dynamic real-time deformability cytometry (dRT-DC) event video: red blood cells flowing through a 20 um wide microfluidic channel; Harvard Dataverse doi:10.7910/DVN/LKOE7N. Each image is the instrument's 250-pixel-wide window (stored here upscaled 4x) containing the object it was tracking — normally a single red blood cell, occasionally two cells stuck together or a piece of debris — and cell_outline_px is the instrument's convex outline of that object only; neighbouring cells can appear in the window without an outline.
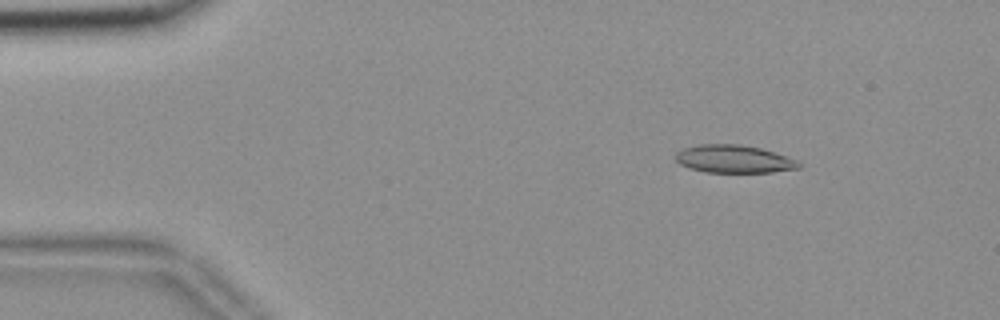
{"species": "common noctule bat (a hibernating species)", "species_latin": "Nyctalus noctula", "temperature_condition": "room temperature", "stored_images_in_passage": 55, "camera_frame_rate_fps": 3000, "um_per_image_px": 0.085, "animal": {"sex": "female", "body_mass_g": 18.4}, "frame": {"image": 1, "passage_image": 7, "time_ms": 2.0, "image_size_px": [1000, 320], "cell_outline_px": [[804, 164], [800, 168], [772, 172], [704, 172], [688, 168], [680, 164], [676, 160], [676, 152], [684, 148], [700, 144], [740, 144], [760, 148], [796, 160]], "centroid_in_image_um": [62.37, 13.52], "position_along_channel_um": 22.6, "area_um2": 19.94}}
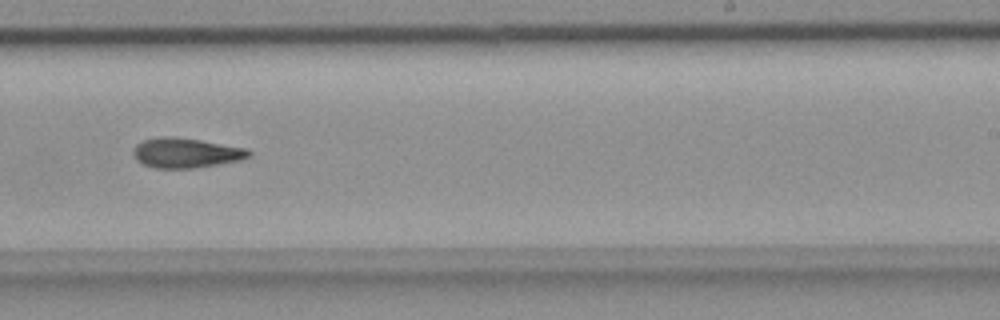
{"frame": {"image": 2, "passage_image": 34, "time_ms": 11.0, "image_size_px": [1000, 320], "cell_outline_px": [[252, 156], [240, 160], [196, 168], [156, 168], [144, 164], [136, 160], [132, 152], [136, 144], [144, 140], [160, 136], [168, 136], [200, 140], [244, 148], [252, 152]], "centroid_in_image_um": [15.79, 13.0], "position_along_channel_um": 273.2, "area_um2": 20.0}}
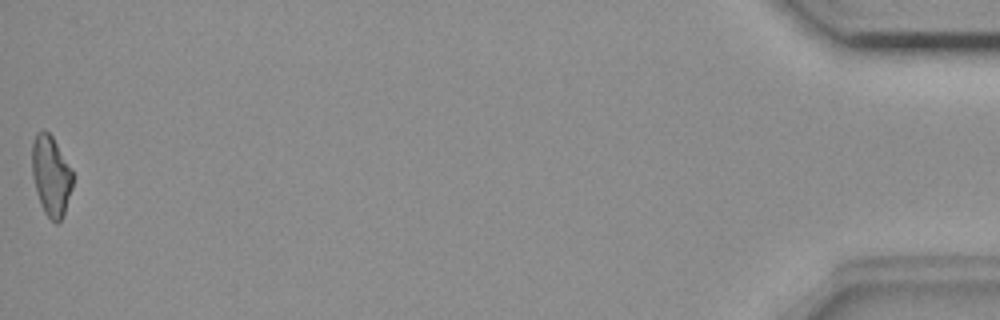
{"frame": {"image": 3, "passage_image": 55, "time_ms": 18.0, "image_size_px": [1000, 320], "cell_outline_px": [[72, 188], [64, 212], [60, 220], [56, 224], [44, 212], [40, 204], [36, 192], [32, 176], [32, 140], [36, 132], [44, 128], [52, 136], [72, 172]], "centroid_in_image_um": [4.3, 14.91], "position_along_channel_um": 430.9, "area_um2": 18.84}}